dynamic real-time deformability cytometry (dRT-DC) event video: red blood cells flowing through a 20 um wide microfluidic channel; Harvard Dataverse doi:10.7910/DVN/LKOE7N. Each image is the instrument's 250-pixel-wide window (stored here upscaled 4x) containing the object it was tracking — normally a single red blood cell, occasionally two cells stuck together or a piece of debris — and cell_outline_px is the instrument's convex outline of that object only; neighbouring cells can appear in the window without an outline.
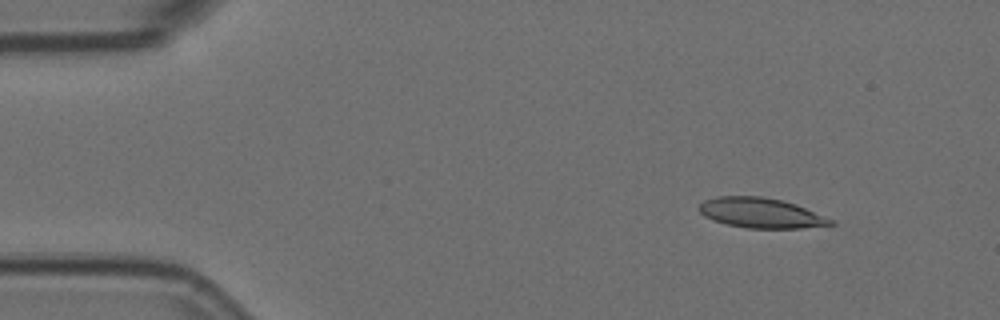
{"species": "Egyptian fruit bat (a non-hibernating species)", "species_latin": "Rousettus aegyptiacus", "temperature_condition": "room temperature", "stored_images_in_passage": 5, "segment_of_instrument_passage": [2, 2], "camera_frame_rate_fps": 3000, "um_per_image_px": 0.085, "animal": {"sex": "female"}, "frame": {"image": 1, "passage_image": 5, "time_ms": 1.333, "image_size_px": [1000, 320], "cell_outline_px": [[836, 224], [800, 228], [748, 228], [728, 224], [712, 220], [704, 216], [696, 208], [704, 200], [716, 196], [760, 196], [780, 200], [796, 204], [836, 220]], "centroid_in_image_um": [64.68, 18.1], "position_along_channel_um": 20.3, "area_um2": 23.12}}